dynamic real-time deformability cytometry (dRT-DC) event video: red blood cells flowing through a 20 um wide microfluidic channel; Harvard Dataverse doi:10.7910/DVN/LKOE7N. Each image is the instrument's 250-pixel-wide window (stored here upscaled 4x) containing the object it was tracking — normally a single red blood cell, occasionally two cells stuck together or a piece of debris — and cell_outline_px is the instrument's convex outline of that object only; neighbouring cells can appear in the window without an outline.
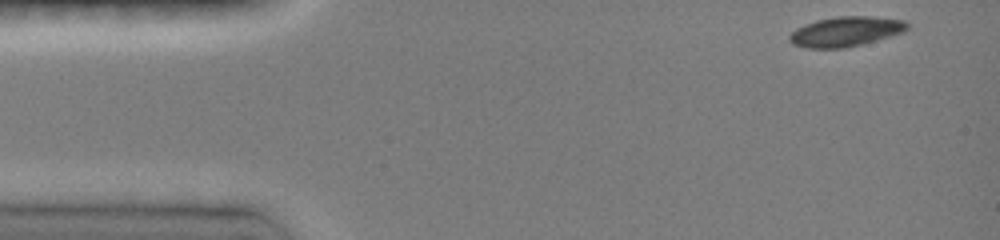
{"species": "common noctule bat (a hibernating species)", "species_latin": "Nyctalus noctula", "temperature_condition": "room temperature", "stored_images_in_passage": 25, "camera_frame_rate_fps": 3000, "um_per_image_px": 0.085, "animal": {"sex": "female", "body_mass_g": 19.0, "forearm_length_mm": 51.5}, "frame": {"image": 1, "passage_image": 1, "time_ms": 0.0, "image_size_px": [1000, 240], "cell_outline_px": [[908, 28], [904, 32], [876, 40], [844, 48], [808, 48], [792, 44], [788, 40], [788, 36], [796, 28], [804, 24], [816, 20], [836, 16], [868, 16], [904, 20], [908, 24]], "centroid_in_image_um": [71.85, 2.67], "position_along_channel_um": 13.2, "area_um2": 20.46}}
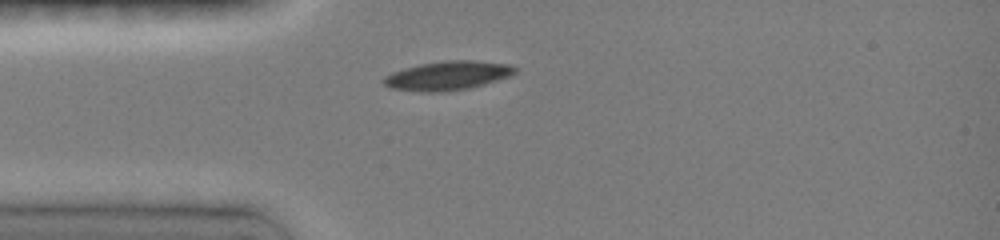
{"frame": {"image": 2, "passage_image": 20, "time_ms": 3.0, "image_size_px": [1000, 240], "cell_outline_px": [[516, 72], [512, 76], [484, 84], [468, 88], [436, 92], [424, 92], [392, 88], [384, 84], [380, 80], [384, 76], [392, 72], [404, 68], [420, 64], [448, 60], [472, 60], [512, 64], [516, 68]], "centroid_in_image_um": [38.07, 6.42], "position_along_channel_um": 46.9, "area_um2": 22.2}}